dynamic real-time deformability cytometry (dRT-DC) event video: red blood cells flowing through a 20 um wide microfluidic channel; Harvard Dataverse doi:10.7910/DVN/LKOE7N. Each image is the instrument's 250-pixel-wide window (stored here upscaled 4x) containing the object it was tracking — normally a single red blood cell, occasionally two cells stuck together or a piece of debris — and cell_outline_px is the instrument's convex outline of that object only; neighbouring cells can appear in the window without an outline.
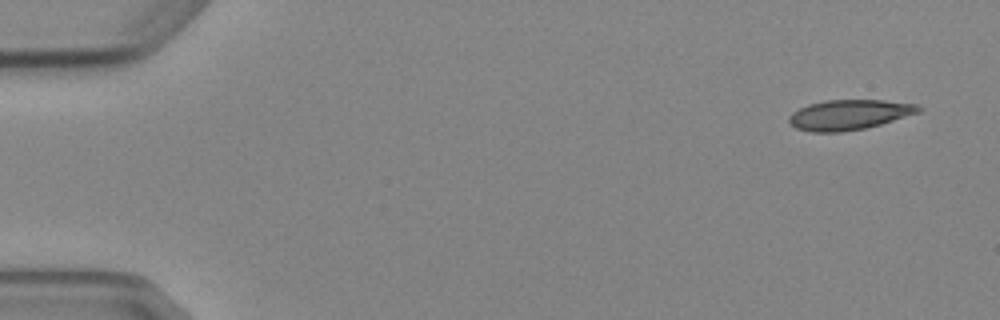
{"species": "Egyptian fruit bat (a non-hibernating species)", "species_latin": "Rousettus aegyptiacus", "temperature_condition": "cold", "stored_images_in_passage": 8, "camera_frame_rate_fps": 3000, "um_per_image_px": 0.085, "animal": {"sex": "female"}, "frame": {"image": 1, "passage_image": 1, "time_ms": 0.0, "image_size_px": [1000, 320], "cell_outline_px": [[924, 108], [920, 112], [880, 124], [864, 128], [840, 132], [812, 132], [796, 128], [788, 120], [788, 116], [792, 112], [808, 104], [824, 100], [884, 100], [916, 104]], "centroid_in_image_um": [72.17, 9.74], "position_along_channel_um": 12.8, "area_um2": 22.66}}
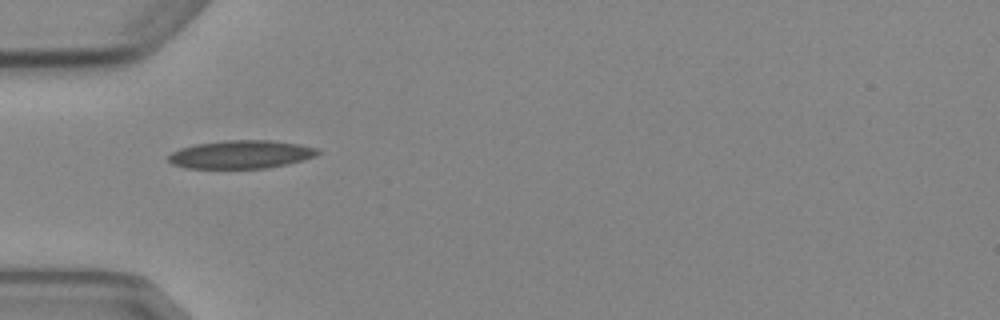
{"frame": {"image": 2, "passage_image": 5, "time_ms": 4.667, "image_size_px": [1000, 320], "cell_outline_px": [[320, 152], [316, 156], [304, 160], [288, 164], [268, 168], [184, 168], [172, 164], [168, 160], [168, 156], [172, 152], [180, 148], [196, 144], [228, 140], [268, 140], [300, 144], [316, 148]], "centroid_in_image_um": [20.49, 13.13], "position_along_channel_um": 64.5, "area_um2": 24.57}}
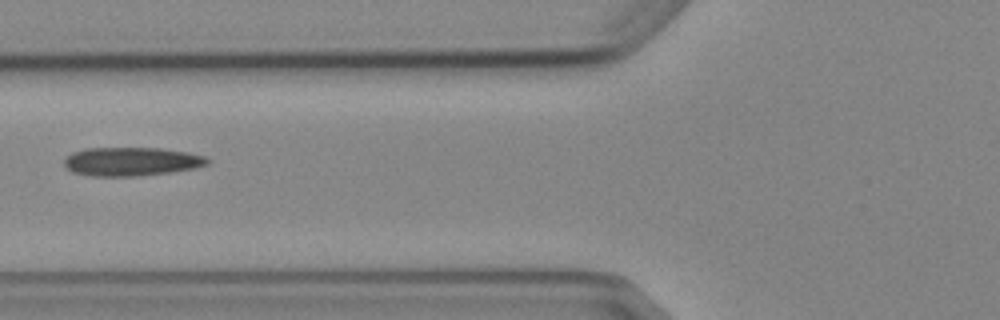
{"frame": {"image": 3, "passage_image": 6, "time_ms": 6.0, "image_size_px": [1000, 320], "cell_outline_px": [[212, 160], [208, 164], [196, 168], [172, 172], [136, 176], [92, 176], [72, 172], [64, 164], [64, 160], [72, 152], [84, 148], [160, 148], [188, 152], [204, 156]], "centroid_in_image_um": [11.2, 13.73], "position_along_channel_um": 114.6, "area_um2": 24.04}}